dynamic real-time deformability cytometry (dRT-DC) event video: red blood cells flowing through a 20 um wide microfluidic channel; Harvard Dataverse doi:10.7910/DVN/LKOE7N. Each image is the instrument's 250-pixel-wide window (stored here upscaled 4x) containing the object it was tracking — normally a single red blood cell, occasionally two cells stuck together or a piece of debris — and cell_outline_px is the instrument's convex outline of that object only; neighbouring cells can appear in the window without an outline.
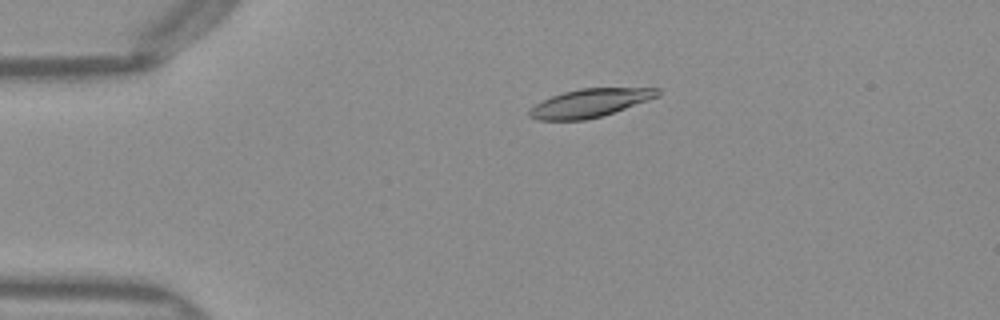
{"species": "Egyptian fruit bat (a non-hibernating species)", "species_latin": "Rousettus aegyptiacus", "temperature_condition": "warm", "stored_images_in_passage": 51, "camera_frame_rate_fps": 3000, "um_per_image_px": 0.085, "frame": {"image": 1, "passage_image": 11, "time_ms": 3.333, "image_size_px": [1000, 320], "cell_outline_px": [[660, 96], [600, 116], [584, 120], [536, 120], [528, 116], [528, 112], [536, 104], [552, 96], [564, 92], [580, 88], [660, 88]], "centroid_in_image_um": [50.13, 8.75], "position_along_channel_um": 34.9, "area_um2": 20.81}}
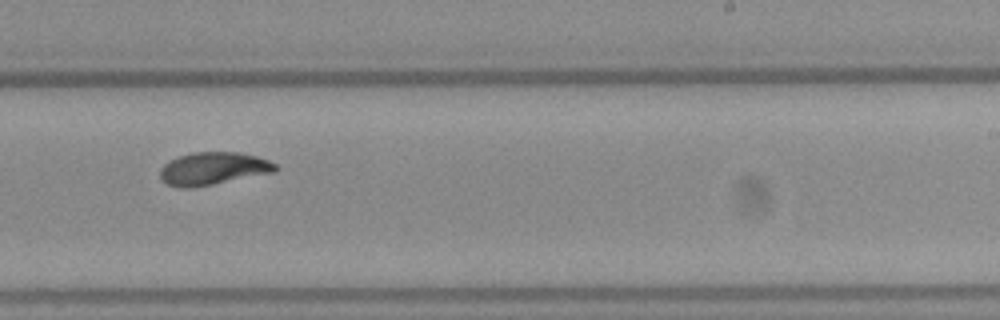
{"frame": {"image": 2, "passage_image": 32, "time_ms": 10.333, "image_size_px": [1000, 320], "cell_outline_px": [[276, 172], [212, 184], [188, 188], [180, 188], [168, 184], [160, 180], [160, 168], [164, 164], [180, 156], [192, 152], [240, 152], [256, 156], [268, 160], [276, 164]], "centroid_in_image_um": [18.11, 14.32], "position_along_channel_um": 270.9, "area_um2": 21.85}}
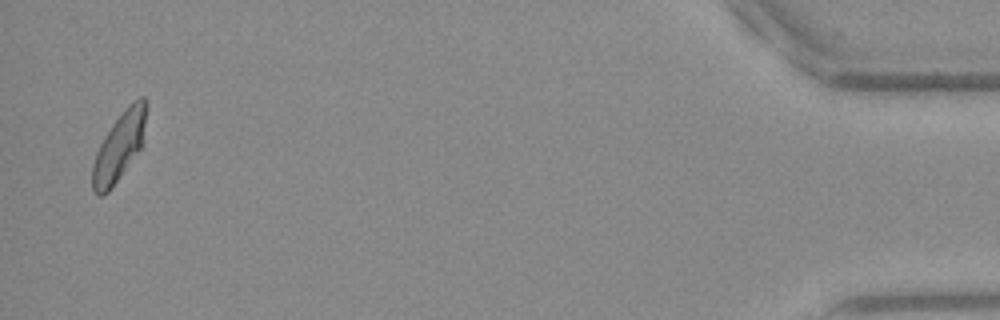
{"frame": {"image": 3, "passage_image": 50, "time_ms": 16.333, "image_size_px": [1000, 320], "cell_outline_px": [[144, 144], [112, 188], [108, 192], [100, 196], [92, 188], [92, 164], [96, 152], [104, 136], [112, 124], [128, 104], [132, 100], [140, 96], [144, 96]], "centroid_in_image_um": [10.11, 12.48], "position_along_channel_um": 425.1, "area_um2": 21.21}, "authors_computed_cell_mechanics": {"area_um2": 21.5016, "velocity_mm_per_s": 3.9888, "shape_relaxation_time_tau1_ms": 2.9125, "shape_relaxation_time_tau2_ms": 1.9857, "deformation_change_tau1": 0.1601, "deformation_change_tau2": 0.0686}}